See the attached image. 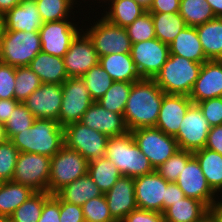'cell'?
Wrapping results in <instances>:
<instances>
[{
  "label": "cell",
  "mask_w": 222,
  "mask_h": 222,
  "mask_svg": "<svg viewBox=\"0 0 222 222\" xmlns=\"http://www.w3.org/2000/svg\"><path fill=\"white\" fill-rule=\"evenodd\" d=\"M164 95L153 79H141L132 84L123 112L129 132L156 126Z\"/></svg>",
  "instance_id": "1"
},
{
  "label": "cell",
  "mask_w": 222,
  "mask_h": 222,
  "mask_svg": "<svg viewBox=\"0 0 222 222\" xmlns=\"http://www.w3.org/2000/svg\"><path fill=\"white\" fill-rule=\"evenodd\" d=\"M10 141L19 152L51 158L64 146V128L57 120L36 118L31 128L14 135Z\"/></svg>",
  "instance_id": "2"
},
{
  "label": "cell",
  "mask_w": 222,
  "mask_h": 222,
  "mask_svg": "<svg viewBox=\"0 0 222 222\" xmlns=\"http://www.w3.org/2000/svg\"><path fill=\"white\" fill-rule=\"evenodd\" d=\"M105 156L118 168L122 176L136 178L155 170L149 159L135 144L130 132L121 136L109 137Z\"/></svg>",
  "instance_id": "3"
},
{
  "label": "cell",
  "mask_w": 222,
  "mask_h": 222,
  "mask_svg": "<svg viewBox=\"0 0 222 222\" xmlns=\"http://www.w3.org/2000/svg\"><path fill=\"white\" fill-rule=\"evenodd\" d=\"M201 67L202 63L170 54L153 80L165 94L189 96Z\"/></svg>",
  "instance_id": "4"
},
{
  "label": "cell",
  "mask_w": 222,
  "mask_h": 222,
  "mask_svg": "<svg viewBox=\"0 0 222 222\" xmlns=\"http://www.w3.org/2000/svg\"><path fill=\"white\" fill-rule=\"evenodd\" d=\"M40 51L39 32L4 31L0 39V55L6 65L29 66Z\"/></svg>",
  "instance_id": "5"
},
{
  "label": "cell",
  "mask_w": 222,
  "mask_h": 222,
  "mask_svg": "<svg viewBox=\"0 0 222 222\" xmlns=\"http://www.w3.org/2000/svg\"><path fill=\"white\" fill-rule=\"evenodd\" d=\"M88 161L77 151L65 145L51 157L48 193L56 194L67 184L85 176Z\"/></svg>",
  "instance_id": "6"
},
{
  "label": "cell",
  "mask_w": 222,
  "mask_h": 222,
  "mask_svg": "<svg viewBox=\"0 0 222 222\" xmlns=\"http://www.w3.org/2000/svg\"><path fill=\"white\" fill-rule=\"evenodd\" d=\"M99 18L92 21V26L84 25L86 28H82L91 39L98 57L112 53H131L132 42L125 27L114 25L102 16Z\"/></svg>",
  "instance_id": "7"
},
{
  "label": "cell",
  "mask_w": 222,
  "mask_h": 222,
  "mask_svg": "<svg viewBox=\"0 0 222 222\" xmlns=\"http://www.w3.org/2000/svg\"><path fill=\"white\" fill-rule=\"evenodd\" d=\"M130 133L154 169L180 150L174 136L167 135L156 127L139 128Z\"/></svg>",
  "instance_id": "8"
},
{
  "label": "cell",
  "mask_w": 222,
  "mask_h": 222,
  "mask_svg": "<svg viewBox=\"0 0 222 222\" xmlns=\"http://www.w3.org/2000/svg\"><path fill=\"white\" fill-rule=\"evenodd\" d=\"M94 101L81 77H69L62 83V103L58 123L61 127L79 122Z\"/></svg>",
  "instance_id": "9"
},
{
  "label": "cell",
  "mask_w": 222,
  "mask_h": 222,
  "mask_svg": "<svg viewBox=\"0 0 222 222\" xmlns=\"http://www.w3.org/2000/svg\"><path fill=\"white\" fill-rule=\"evenodd\" d=\"M50 166L51 158L48 156L19 152L12 181L36 192H48Z\"/></svg>",
  "instance_id": "10"
},
{
  "label": "cell",
  "mask_w": 222,
  "mask_h": 222,
  "mask_svg": "<svg viewBox=\"0 0 222 222\" xmlns=\"http://www.w3.org/2000/svg\"><path fill=\"white\" fill-rule=\"evenodd\" d=\"M108 136L81 122L64 127V145L79 152L88 162L105 156Z\"/></svg>",
  "instance_id": "11"
},
{
  "label": "cell",
  "mask_w": 222,
  "mask_h": 222,
  "mask_svg": "<svg viewBox=\"0 0 222 222\" xmlns=\"http://www.w3.org/2000/svg\"><path fill=\"white\" fill-rule=\"evenodd\" d=\"M74 16L76 15L66 20L43 23V26L39 29L42 52L60 58L64 57L72 40L83 28L79 27L76 24L77 22H74L75 18H78V16Z\"/></svg>",
  "instance_id": "12"
},
{
  "label": "cell",
  "mask_w": 222,
  "mask_h": 222,
  "mask_svg": "<svg viewBox=\"0 0 222 222\" xmlns=\"http://www.w3.org/2000/svg\"><path fill=\"white\" fill-rule=\"evenodd\" d=\"M131 57L142 79H154L167 61L169 45L158 38L132 44Z\"/></svg>",
  "instance_id": "13"
},
{
  "label": "cell",
  "mask_w": 222,
  "mask_h": 222,
  "mask_svg": "<svg viewBox=\"0 0 222 222\" xmlns=\"http://www.w3.org/2000/svg\"><path fill=\"white\" fill-rule=\"evenodd\" d=\"M210 129L211 126L198 105L192 104L188 108L174 138L179 149L193 153L205 147Z\"/></svg>",
  "instance_id": "14"
},
{
  "label": "cell",
  "mask_w": 222,
  "mask_h": 222,
  "mask_svg": "<svg viewBox=\"0 0 222 222\" xmlns=\"http://www.w3.org/2000/svg\"><path fill=\"white\" fill-rule=\"evenodd\" d=\"M167 184L168 181L162 178L156 170L134 178L137 208L163 213L166 210Z\"/></svg>",
  "instance_id": "15"
},
{
  "label": "cell",
  "mask_w": 222,
  "mask_h": 222,
  "mask_svg": "<svg viewBox=\"0 0 222 222\" xmlns=\"http://www.w3.org/2000/svg\"><path fill=\"white\" fill-rule=\"evenodd\" d=\"M63 59L68 77H82L99 63L94 45L83 30L72 40Z\"/></svg>",
  "instance_id": "16"
},
{
  "label": "cell",
  "mask_w": 222,
  "mask_h": 222,
  "mask_svg": "<svg viewBox=\"0 0 222 222\" xmlns=\"http://www.w3.org/2000/svg\"><path fill=\"white\" fill-rule=\"evenodd\" d=\"M185 197L203 202L209 209L218 200V196L207 184L197 159L193 156L185 165L176 180Z\"/></svg>",
  "instance_id": "17"
},
{
  "label": "cell",
  "mask_w": 222,
  "mask_h": 222,
  "mask_svg": "<svg viewBox=\"0 0 222 222\" xmlns=\"http://www.w3.org/2000/svg\"><path fill=\"white\" fill-rule=\"evenodd\" d=\"M23 103L35 118L58 121L62 103V84L42 83Z\"/></svg>",
  "instance_id": "18"
},
{
  "label": "cell",
  "mask_w": 222,
  "mask_h": 222,
  "mask_svg": "<svg viewBox=\"0 0 222 222\" xmlns=\"http://www.w3.org/2000/svg\"><path fill=\"white\" fill-rule=\"evenodd\" d=\"M222 97V60H207L202 64L189 98L193 104Z\"/></svg>",
  "instance_id": "19"
},
{
  "label": "cell",
  "mask_w": 222,
  "mask_h": 222,
  "mask_svg": "<svg viewBox=\"0 0 222 222\" xmlns=\"http://www.w3.org/2000/svg\"><path fill=\"white\" fill-rule=\"evenodd\" d=\"M192 104L193 102L189 96L165 94L155 127L167 135L175 136L188 108Z\"/></svg>",
  "instance_id": "20"
},
{
  "label": "cell",
  "mask_w": 222,
  "mask_h": 222,
  "mask_svg": "<svg viewBox=\"0 0 222 222\" xmlns=\"http://www.w3.org/2000/svg\"><path fill=\"white\" fill-rule=\"evenodd\" d=\"M79 122L108 137L121 136L129 132L122 114L106 110L98 102L92 103Z\"/></svg>",
  "instance_id": "21"
},
{
  "label": "cell",
  "mask_w": 222,
  "mask_h": 222,
  "mask_svg": "<svg viewBox=\"0 0 222 222\" xmlns=\"http://www.w3.org/2000/svg\"><path fill=\"white\" fill-rule=\"evenodd\" d=\"M104 195L110 214L117 222H120L131 211L137 209L134 178L121 176L114 186Z\"/></svg>",
  "instance_id": "22"
},
{
  "label": "cell",
  "mask_w": 222,
  "mask_h": 222,
  "mask_svg": "<svg viewBox=\"0 0 222 222\" xmlns=\"http://www.w3.org/2000/svg\"><path fill=\"white\" fill-rule=\"evenodd\" d=\"M43 23L35 0H23L4 14V31L39 32Z\"/></svg>",
  "instance_id": "23"
},
{
  "label": "cell",
  "mask_w": 222,
  "mask_h": 222,
  "mask_svg": "<svg viewBox=\"0 0 222 222\" xmlns=\"http://www.w3.org/2000/svg\"><path fill=\"white\" fill-rule=\"evenodd\" d=\"M98 3H102L99 7H102L103 3L104 6H109L108 8L104 7V13H101V16L108 22L120 27L132 24L147 11L134 0H101Z\"/></svg>",
  "instance_id": "24"
},
{
  "label": "cell",
  "mask_w": 222,
  "mask_h": 222,
  "mask_svg": "<svg viewBox=\"0 0 222 222\" xmlns=\"http://www.w3.org/2000/svg\"><path fill=\"white\" fill-rule=\"evenodd\" d=\"M30 69L37 74L42 83L62 84L69 77L64 59L40 51L30 62Z\"/></svg>",
  "instance_id": "25"
},
{
  "label": "cell",
  "mask_w": 222,
  "mask_h": 222,
  "mask_svg": "<svg viewBox=\"0 0 222 222\" xmlns=\"http://www.w3.org/2000/svg\"><path fill=\"white\" fill-rule=\"evenodd\" d=\"M99 64L113 81L137 82L141 80L130 53L109 54L99 57Z\"/></svg>",
  "instance_id": "26"
},
{
  "label": "cell",
  "mask_w": 222,
  "mask_h": 222,
  "mask_svg": "<svg viewBox=\"0 0 222 222\" xmlns=\"http://www.w3.org/2000/svg\"><path fill=\"white\" fill-rule=\"evenodd\" d=\"M170 54L182 56L197 63H204L206 58L196 27L187 26L169 45Z\"/></svg>",
  "instance_id": "27"
},
{
  "label": "cell",
  "mask_w": 222,
  "mask_h": 222,
  "mask_svg": "<svg viewBox=\"0 0 222 222\" xmlns=\"http://www.w3.org/2000/svg\"><path fill=\"white\" fill-rule=\"evenodd\" d=\"M203 52L208 60H222V18L214 19L196 27Z\"/></svg>",
  "instance_id": "28"
},
{
  "label": "cell",
  "mask_w": 222,
  "mask_h": 222,
  "mask_svg": "<svg viewBox=\"0 0 222 222\" xmlns=\"http://www.w3.org/2000/svg\"><path fill=\"white\" fill-rule=\"evenodd\" d=\"M193 156L199 162L207 184L219 197L222 194V155L204 147L193 152Z\"/></svg>",
  "instance_id": "29"
},
{
  "label": "cell",
  "mask_w": 222,
  "mask_h": 222,
  "mask_svg": "<svg viewBox=\"0 0 222 222\" xmlns=\"http://www.w3.org/2000/svg\"><path fill=\"white\" fill-rule=\"evenodd\" d=\"M210 209L201 201L184 197L164 212L165 222H198Z\"/></svg>",
  "instance_id": "30"
},
{
  "label": "cell",
  "mask_w": 222,
  "mask_h": 222,
  "mask_svg": "<svg viewBox=\"0 0 222 222\" xmlns=\"http://www.w3.org/2000/svg\"><path fill=\"white\" fill-rule=\"evenodd\" d=\"M56 194L67 203L82 206L90 199L99 197L103 193L87 173L64 186Z\"/></svg>",
  "instance_id": "31"
},
{
  "label": "cell",
  "mask_w": 222,
  "mask_h": 222,
  "mask_svg": "<svg viewBox=\"0 0 222 222\" xmlns=\"http://www.w3.org/2000/svg\"><path fill=\"white\" fill-rule=\"evenodd\" d=\"M35 192L26 185L13 181H3L0 186V217L8 219Z\"/></svg>",
  "instance_id": "32"
},
{
  "label": "cell",
  "mask_w": 222,
  "mask_h": 222,
  "mask_svg": "<svg viewBox=\"0 0 222 222\" xmlns=\"http://www.w3.org/2000/svg\"><path fill=\"white\" fill-rule=\"evenodd\" d=\"M87 173L103 194L108 192L122 176L106 156L88 162Z\"/></svg>",
  "instance_id": "33"
},
{
  "label": "cell",
  "mask_w": 222,
  "mask_h": 222,
  "mask_svg": "<svg viewBox=\"0 0 222 222\" xmlns=\"http://www.w3.org/2000/svg\"><path fill=\"white\" fill-rule=\"evenodd\" d=\"M155 36L162 43L170 45L176 36L187 27L185 20L177 13H151Z\"/></svg>",
  "instance_id": "34"
},
{
  "label": "cell",
  "mask_w": 222,
  "mask_h": 222,
  "mask_svg": "<svg viewBox=\"0 0 222 222\" xmlns=\"http://www.w3.org/2000/svg\"><path fill=\"white\" fill-rule=\"evenodd\" d=\"M35 2L44 23L71 18V15L75 13L73 10H76L74 7L78 8L82 3L80 0H35ZM75 4L78 6H75Z\"/></svg>",
  "instance_id": "35"
},
{
  "label": "cell",
  "mask_w": 222,
  "mask_h": 222,
  "mask_svg": "<svg viewBox=\"0 0 222 222\" xmlns=\"http://www.w3.org/2000/svg\"><path fill=\"white\" fill-rule=\"evenodd\" d=\"M179 14L187 26L197 27L215 18L206 0H180Z\"/></svg>",
  "instance_id": "36"
},
{
  "label": "cell",
  "mask_w": 222,
  "mask_h": 222,
  "mask_svg": "<svg viewBox=\"0 0 222 222\" xmlns=\"http://www.w3.org/2000/svg\"><path fill=\"white\" fill-rule=\"evenodd\" d=\"M51 196L48 192H35L13 212L8 222H38L43 205Z\"/></svg>",
  "instance_id": "37"
},
{
  "label": "cell",
  "mask_w": 222,
  "mask_h": 222,
  "mask_svg": "<svg viewBox=\"0 0 222 222\" xmlns=\"http://www.w3.org/2000/svg\"><path fill=\"white\" fill-rule=\"evenodd\" d=\"M133 82L114 81L111 87L97 101L106 110L122 114L124 112Z\"/></svg>",
  "instance_id": "38"
},
{
  "label": "cell",
  "mask_w": 222,
  "mask_h": 222,
  "mask_svg": "<svg viewBox=\"0 0 222 222\" xmlns=\"http://www.w3.org/2000/svg\"><path fill=\"white\" fill-rule=\"evenodd\" d=\"M81 78L87 86L94 102H97L114 82L99 63L93 66Z\"/></svg>",
  "instance_id": "39"
},
{
  "label": "cell",
  "mask_w": 222,
  "mask_h": 222,
  "mask_svg": "<svg viewBox=\"0 0 222 222\" xmlns=\"http://www.w3.org/2000/svg\"><path fill=\"white\" fill-rule=\"evenodd\" d=\"M40 78L29 66L15 67V99L23 103L27 97L41 86Z\"/></svg>",
  "instance_id": "40"
},
{
  "label": "cell",
  "mask_w": 222,
  "mask_h": 222,
  "mask_svg": "<svg viewBox=\"0 0 222 222\" xmlns=\"http://www.w3.org/2000/svg\"><path fill=\"white\" fill-rule=\"evenodd\" d=\"M35 119V116L27 109L25 104L19 103L4 125L6 138L10 140L14 135L31 128Z\"/></svg>",
  "instance_id": "41"
},
{
  "label": "cell",
  "mask_w": 222,
  "mask_h": 222,
  "mask_svg": "<svg viewBox=\"0 0 222 222\" xmlns=\"http://www.w3.org/2000/svg\"><path fill=\"white\" fill-rule=\"evenodd\" d=\"M192 157V152L180 149L155 170L166 181L176 182L181 171Z\"/></svg>",
  "instance_id": "42"
},
{
  "label": "cell",
  "mask_w": 222,
  "mask_h": 222,
  "mask_svg": "<svg viewBox=\"0 0 222 222\" xmlns=\"http://www.w3.org/2000/svg\"><path fill=\"white\" fill-rule=\"evenodd\" d=\"M125 29L132 44L156 38L152 16L149 11L142 14Z\"/></svg>",
  "instance_id": "43"
},
{
  "label": "cell",
  "mask_w": 222,
  "mask_h": 222,
  "mask_svg": "<svg viewBox=\"0 0 222 222\" xmlns=\"http://www.w3.org/2000/svg\"><path fill=\"white\" fill-rule=\"evenodd\" d=\"M82 209L85 222H117L110 214L104 194L84 203Z\"/></svg>",
  "instance_id": "44"
},
{
  "label": "cell",
  "mask_w": 222,
  "mask_h": 222,
  "mask_svg": "<svg viewBox=\"0 0 222 222\" xmlns=\"http://www.w3.org/2000/svg\"><path fill=\"white\" fill-rule=\"evenodd\" d=\"M19 155L17 147L8 139L0 143V179L12 181Z\"/></svg>",
  "instance_id": "45"
},
{
  "label": "cell",
  "mask_w": 222,
  "mask_h": 222,
  "mask_svg": "<svg viewBox=\"0 0 222 222\" xmlns=\"http://www.w3.org/2000/svg\"><path fill=\"white\" fill-rule=\"evenodd\" d=\"M197 105L211 127L222 125V97L207 99Z\"/></svg>",
  "instance_id": "46"
},
{
  "label": "cell",
  "mask_w": 222,
  "mask_h": 222,
  "mask_svg": "<svg viewBox=\"0 0 222 222\" xmlns=\"http://www.w3.org/2000/svg\"><path fill=\"white\" fill-rule=\"evenodd\" d=\"M15 88V67L0 64V99H13Z\"/></svg>",
  "instance_id": "47"
},
{
  "label": "cell",
  "mask_w": 222,
  "mask_h": 222,
  "mask_svg": "<svg viewBox=\"0 0 222 222\" xmlns=\"http://www.w3.org/2000/svg\"><path fill=\"white\" fill-rule=\"evenodd\" d=\"M38 222H60V197L57 194L44 203Z\"/></svg>",
  "instance_id": "48"
},
{
  "label": "cell",
  "mask_w": 222,
  "mask_h": 222,
  "mask_svg": "<svg viewBox=\"0 0 222 222\" xmlns=\"http://www.w3.org/2000/svg\"><path fill=\"white\" fill-rule=\"evenodd\" d=\"M60 222H85L82 206L67 203L60 198Z\"/></svg>",
  "instance_id": "49"
},
{
  "label": "cell",
  "mask_w": 222,
  "mask_h": 222,
  "mask_svg": "<svg viewBox=\"0 0 222 222\" xmlns=\"http://www.w3.org/2000/svg\"><path fill=\"white\" fill-rule=\"evenodd\" d=\"M120 222H165L163 213L150 210L136 209L131 211Z\"/></svg>",
  "instance_id": "50"
},
{
  "label": "cell",
  "mask_w": 222,
  "mask_h": 222,
  "mask_svg": "<svg viewBox=\"0 0 222 222\" xmlns=\"http://www.w3.org/2000/svg\"><path fill=\"white\" fill-rule=\"evenodd\" d=\"M180 9V0H153L150 13H177Z\"/></svg>",
  "instance_id": "51"
},
{
  "label": "cell",
  "mask_w": 222,
  "mask_h": 222,
  "mask_svg": "<svg viewBox=\"0 0 222 222\" xmlns=\"http://www.w3.org/2000/svg\"><path fill=\"white\" fill-rule=\"evenodd\" d=\"M205 148L216 151L222 155V125L211 127Z\"/></svg>",
  "instance_id": "52"
},
{
  "label": "cell",
  "mask_w": 222,
  "mask_h": 222,
  "mask_svg": "<svg viewBox=\"0 0 222 222\" xmlns=\"http://www.w3.org/2000/svg\"><path fill=\"white\" fill-rule=\"evenodd\" d=\"M185 197L176 182H168L166 187V209Z\"/></svg>",
  "instance_id": "53"
},
{
  "label": "cell",
  "mask_w": 222,
  "mask_h": 222,
  "mask_svg": "<svg viewBox=\"0 0 222 222\" xmlns=\"http://www.w3.org/2000/svg\"><path fill=\"white\" fill-rule=\"evenodd\" d=\"M15 98L13 99H0V123L5 125L9 119L12 111L19 104Z\"/></svg>",
  "instance_id": "54"
},
{
  "label": "cell",
  "mask_w": 222,
  "mask_h": 222,
  "mask_svg": "<svg viewBox=\"0 0 222 222\" xmlns=\"http://www.w3.org/2000/svg\"><path fill=\"white\" fill-rule=\"evenodd\" d=\"M23 0H0V13L5 14Z\"/></svg>",
  "instance_id": "55"
},
{
  "label": "cell",
  "mask_w": 222,
  "mask_h": 222,
  "mask_svg": "<svg viewBox=\"0 0 222 222\" xmlns=\"http://www.w3.org/2000/svg\"><path fill=\"white\" fill-rule=\"evenodd\" d=\"M210 212L215 216L218 222H222V195L219 196L218 200L210 208Z\"/></svg>",
  "instance_id": "56"
},
{
  "label": "cell",
  "mask_w": 222,
  "mask_h": 222,
  "mask_svg": "<svg viewBox=\"0 0 222 222\" xmlns=\"http://www.w3.org/2000/svg\"><path fill=\"white\" fill-rule=\"evenodd\" d=\"M211 6L215 17L222 18V0H206Z\"/></svg>",
  "instance_id": "57"
},
{
  "label": "cell",
  "mask_w": 222,
  "mask_h": 222,
  "mask_svg": "<svg viewBox=\"0 0 222 222\" xmlns=\"http://www.w3.org/2000/svg\"><path fill=\"white\" fill-rule=\"evenodd\" d=\"M134 1L147 11L150 9L153 2V0H134Z\"/></svg>",
  "instance_id": "58"
},
{
  "label": "cell",
  "mask_w": 222,
  "mask_h": 222,
  "mask_svg": "<svg viewBox=\"0 0 222 222\" xmlns=\"http://www.w3.org/2000/svg\"><path fill=\"white\" fill-rule=\"evenodd\" d=\"M198 222H218L215 216L211 213L208 212L200 221Z\"/></svg>",
  "instance_id": "59"
},
{
  "label": "cell",
  "mask_w": 222,
  "mask_h": 222,
  "mask_svg": "<svg viewBox=\"0 0 222 222\" xmlns=\"http://www.w3.org/2000/svg\"><path fill=\"white\" fill-rule=\"evenodd\" d=\"M6 135H5V127L2 123H0V143L4 142L6 140Z\"/></svg>",
  "instance_id": "60"
},
{
  "label": "cell",
  "mask_w": 222,
  "mask_h": 222,
  "mask_svg": "<svg viewBox=\"0 0 222 222\" xmlns=\"http://www.w3.org/2000/svg\"><path fill=\"white\" fill-rule=\"evenodd\" d=\"M4 32V14L0 13V39Z\"/></svg>",
  "instance_id": "61"
},
{
  "label": "cell",
  "mask_w": 222,
  "mask_h": 222,
  "mask_svg": "<svg viewBox=\"0 0 222 222\" xmlns=\"http://www.w3.org/2000/svg\"><path fill=\"white\" fill-rule=\"evenodd\" d=\"M0 222H8V219L0 217Z\"/></svg>",
  "instance_id": "62"
},
{
  "label": "cell",
  "mask_w": 222,
  "mask_h": 222,
  "mask_svg": "<svg viewBox=\"0 0 222 222\" xmlns=\"http://www.w3.org/2000/svg\"><path fill=\"white\" fill-rule=\"evenodd\" d=\"M2 183H3V180H2V179H0V186L2 185Z\"/></svg>",
  "instance_id": "63"
}]
</instances>
